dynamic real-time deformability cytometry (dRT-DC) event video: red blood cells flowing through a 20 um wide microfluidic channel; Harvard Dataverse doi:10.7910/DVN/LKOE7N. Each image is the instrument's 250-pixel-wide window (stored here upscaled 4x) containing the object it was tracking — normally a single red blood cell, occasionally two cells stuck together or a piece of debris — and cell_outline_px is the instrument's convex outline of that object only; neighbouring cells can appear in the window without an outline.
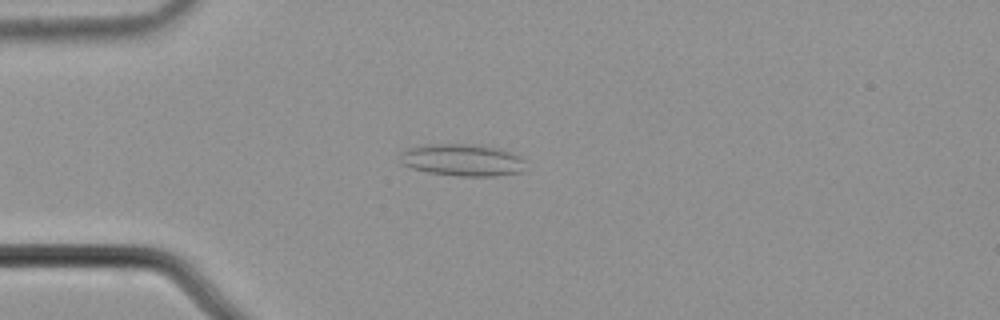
{"species": "common noctule bat (a hibernating species)", "species_latin": "Nyctalus noctula", "temperature_condition": "cold", "stored_images_in_passage": 6, "camera_frame_rate_fps": 3000, "um_per_image_px": 0.085, "animal": {"sex": "male", "body_mass_g": 21.5, "forearm_length_mm": 52.0}, "frame": {"image": 1, "passage_image": 3, "time_ms": 0.667, "image_size_px": [1000, 320], "cell_outline_px": [[524, 172], [496, 176], [456, 176], [428, 172], [412, 168], [400, 164], [400, 152], [408, 148], [424, 144], [476, 144], [500, 148], [520, 156], [524, 160]], "centroid_in_image_um": [39.29, 13.6], "position_along_channel_um": 45.7, "area_um2": 23.81}}
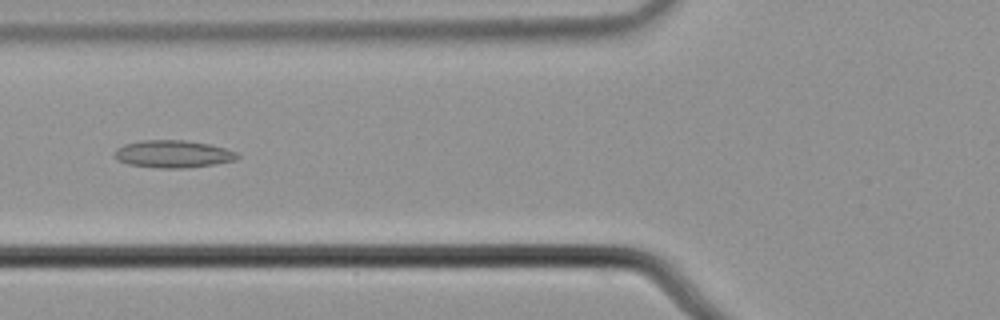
{"frame": {"image": 2, "passage_image": 5, "time_ms": 1.333, "image_size_px": [1000, 320], "cell_outline_px": [[240, 156], [236, 160], [188, 168], [156, 168], [128, 164], [116, 160], [112, 156], [116, 148], [124, 144], [140, 140], [184, 140], [208, 144], [224, 148], [236, 152]], "centroid_in_image_um": [14.64, 13.09], "position_along_channel_um": 111.2, "area_um2": 19.77}}
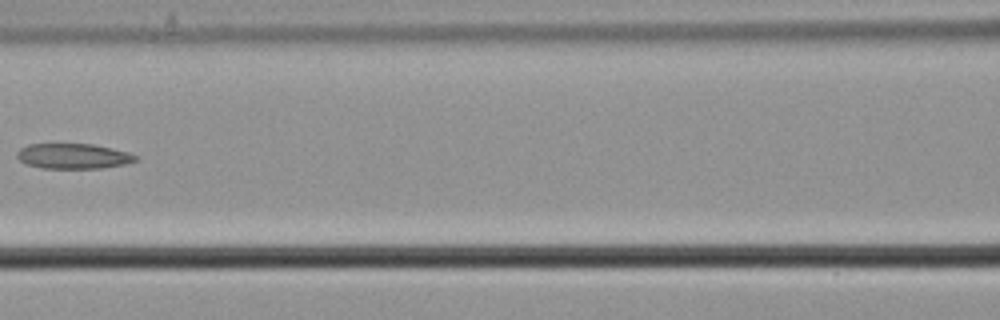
{"frame": {"image": 3, "passage_image": 6, "time_ms": 1.667, "image_size_px": [1000, 320], "cell_outline_px": [[136, 160], [124, 164], [100, 168], [40, 168], [28, 164], [20, 160], [16, 156], [16, 152], [20, 148], [28, 144], [92, 144], [112, 148], [128, 152], [136, 156]], "centroid_in_image_um": [6.19, 13.26], "position_along_channel_um": 160.4, "area_um2": 17.28}}